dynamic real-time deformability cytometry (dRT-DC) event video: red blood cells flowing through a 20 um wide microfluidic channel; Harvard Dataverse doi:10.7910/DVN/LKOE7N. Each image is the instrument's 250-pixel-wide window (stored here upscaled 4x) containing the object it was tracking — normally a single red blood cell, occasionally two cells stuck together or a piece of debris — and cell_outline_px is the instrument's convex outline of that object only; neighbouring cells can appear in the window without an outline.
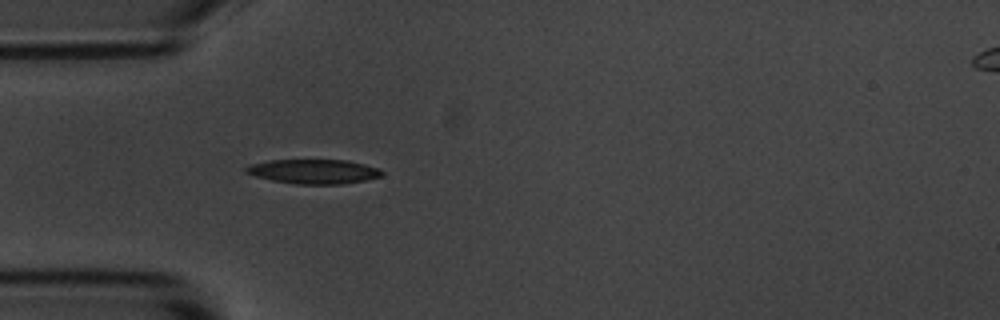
{"species": "common noctule bat (a hibernating species)", "species_latin": "Nyctalus noctula", "temperature_condition": "room temperature", "stored_images_in_passage": 40, "camera_frame_rate_fps": 3000, "um_per_image_px": 0.085, "animal": {"sex": "male", "body_mass_g": 20.1, "forearm_length_mm": 53.5}, "frame": {"image": 1, "passage_image": 1, "time_ms": 0.0, "image_size_px": [1000, 320], "cell_outline_px": [[384, 176], [364, 180], [340, 184], [296, 184], [272, 180], [256, 176], [244, 172], [244, 168], [252, 164], [272, 160], [348, 160], [380, 168], [384, 172]], "centroid_in_image_um": [26.71, 14.57], "position_along_channel_um": 58.3, "area_um2": 19.31}}
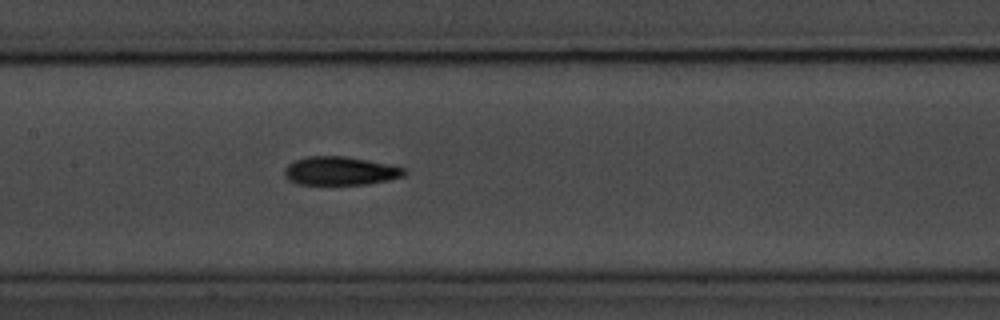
{"frame": {"image": 2, "passage_image": 11, "time_ms": 3.333, "image_size_px": [1000, 320], "cell_outline_px": [[408, 172], [404, 176], [388, 180], [368, 184], [296, 184], [288, 180], [284, 176], [284, 168], [288, 164], [296, 160], [308, 156], [344, 156], [368, 160], [388, 164], [404, 168]], "centroid_in_image_um": [28.91, 14.53], "position_along_channel_um": 178.5, "area_um2": 19.94}}
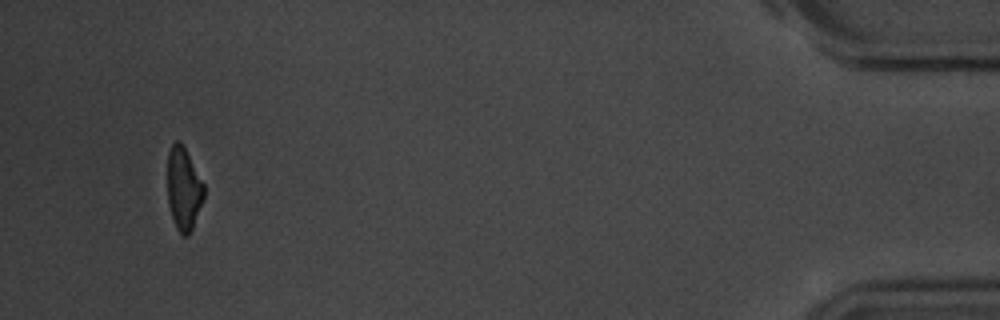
{"frame": {"image": 3, "passage_image": 37, "time_ms": 12.0, "image_size_px": [1000, 320], "cell_outline_px": [[204, 196], [192, 228], [188, 236], [180, 236], [172, 220], [168, 204], [168, 152], [172, 144], [176, 140], [180, 140], [204, 184]], "centroid_in_image_um": [15.59, 16.07], "position_along_channel_um": 419.6, "area_um2": 17.51}, "authors_computed_cell_mechanics": {"area_um2": 19.4786, "velocity_mm_per_s": 3.6644, "shape_relaxation_time_tau1_ms": 3.3917, "shape_relaxation_time_tau2_ms": 5.6235, "deformation_change_tau1": 0.1401, "deformation_change_tau2": 0.1466}}